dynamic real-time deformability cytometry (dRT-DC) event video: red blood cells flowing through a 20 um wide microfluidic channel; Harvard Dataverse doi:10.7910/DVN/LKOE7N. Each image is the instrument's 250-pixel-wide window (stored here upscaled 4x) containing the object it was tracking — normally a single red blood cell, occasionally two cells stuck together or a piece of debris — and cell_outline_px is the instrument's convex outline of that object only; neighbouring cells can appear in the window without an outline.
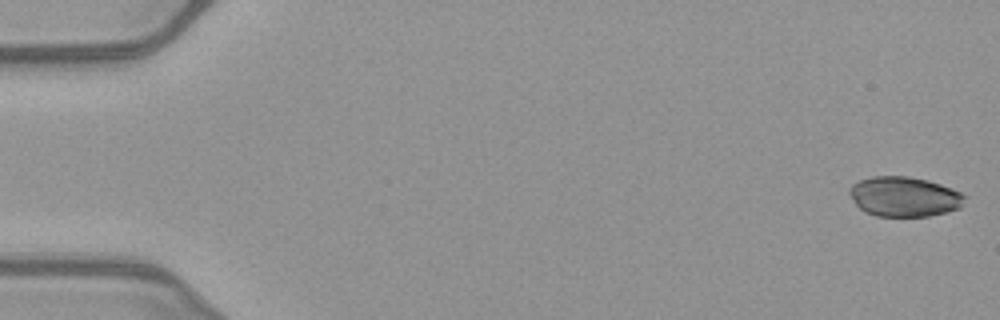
{"species": "common noctule bat (a hibernating species)", "species_latin": "Nyctalus noctula", "temperature_condition": "warm", "stored_images_in_passage": 51, "camera_frame_rate_fps": 3000, "um_per_image_px": 0.085, "animal": {"sex": "female", "body_mass_g": 21.9}, "frame": {"image": 1, "passage_image": 1, "time_ms": 0.0, "image_size_px": [1000, 320], "cell_outline_px": [[964, 196], [960, 208], [948, 212], [928, 216], [876, 216], [864, 212], [856, 204], [848, 192], [848, 188], [852, 184], [860, 180], [872, 176], [908, 176], [928, 180], [940, 184], [960, 192]], "centroid_in_image_um": [76.82, 16.71], "position_along_channel_um": 8.2, "area_um2": 26.76}}
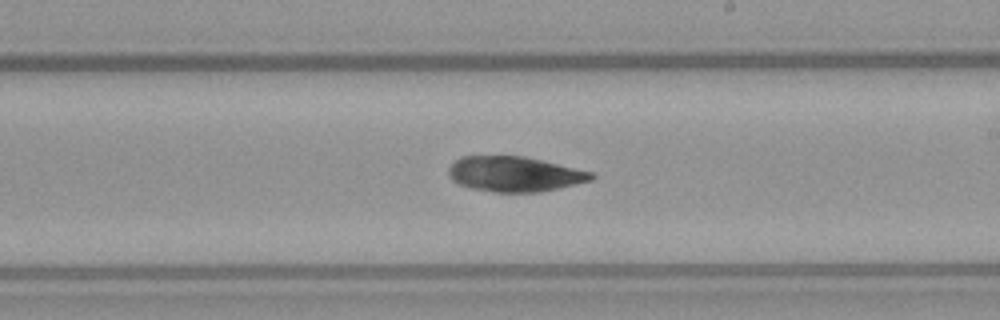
{"frame": {"image": 2, "passage_image": 30, "time_ms": 9.667, "image_size_px": [1000, 320], "cell_outline_px": [[596, 176], [592, 180], [560, 188], [540, 192], [496, 192], [472, 188], [460, 184], [452, 180], [448, 176], [448, 168], [460, 156], [524, 156], [592, 172]], "centroid_in_image_um": [43.73, 14.8], "position_along_channel_um": 245.3, "area_um2": 29.13}}
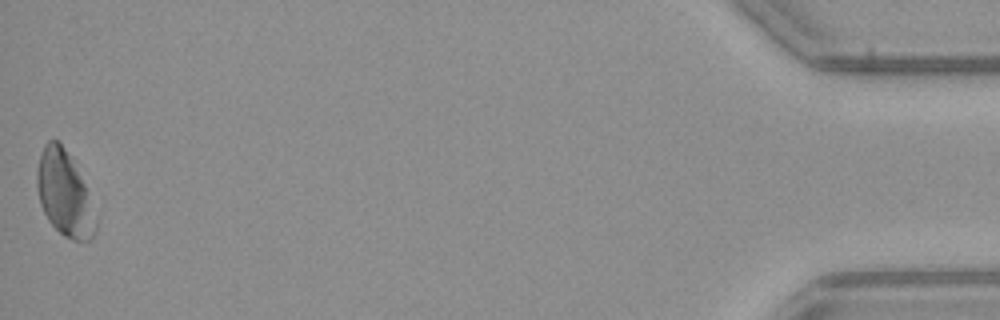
{"frame": {"image": 3, "passage_image": 51, "time_ms": 16.667, "image_size_px": [1000, 320], "cell_outline_px": [[96, 232], [88, 240], [72, 240], [64, 236], [48, 220], [40, 204], [36, 188], [36, 172], [40, 156], [44, 144], [48, 140], [60, 140], [84, 184], [96, 220]], "centroid_in_image_um": [5.43, 16.46], "position_along_channel_um": 429.8, "area_um2": 28.5}, "authors_computed_cell_mechanics": {"area_um2": 29.0156, "velocity_mm_per_s": 4.0411, "shape_relaxation_time_tau1_ms": 3.6606, "shape_relaxation_time_tau2_ms": null, "deformation_change_tau1": 0.0771, "deformation_change_tau2": null}}